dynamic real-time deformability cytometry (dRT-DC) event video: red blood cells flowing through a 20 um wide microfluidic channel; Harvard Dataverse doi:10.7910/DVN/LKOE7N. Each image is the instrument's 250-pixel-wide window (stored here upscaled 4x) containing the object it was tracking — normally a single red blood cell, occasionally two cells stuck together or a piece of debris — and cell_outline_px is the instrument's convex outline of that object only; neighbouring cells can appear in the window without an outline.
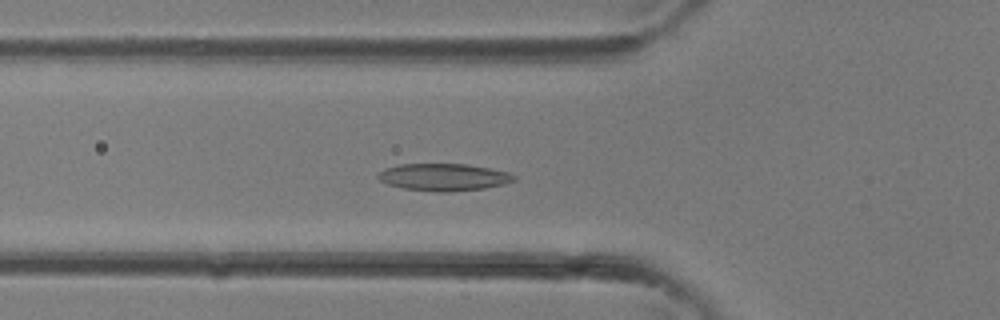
{"species": "common noctule bat (a hibernating species)", "species_latin": "Nyctalus noctula", "temperature_condition": "room temperature", "stored_images_in_passage": 35, "camera_frame_rate_fps": 3000, "um_per_image_px": 0.085, "animal": {"sex": "female"}, "frame": {"image": 1, "passage_image": 12, "time_ms": 3.667, "image_size_px": [1000, 320], "cell_outline_px": [[516, 180], [504, 184], [484, 188], [448, 192], [436, 192], [404, 188], [388, 184], [380, 180], [376, 176], [376, 172], [384, 168], [400, 164], [464, 164], [488, 168], [508, 172], [516, 176]], "centroid_in_image_um": [37.68, 15.05], "position_along_channel_um": 88.1, "area_um2": 21.56}}
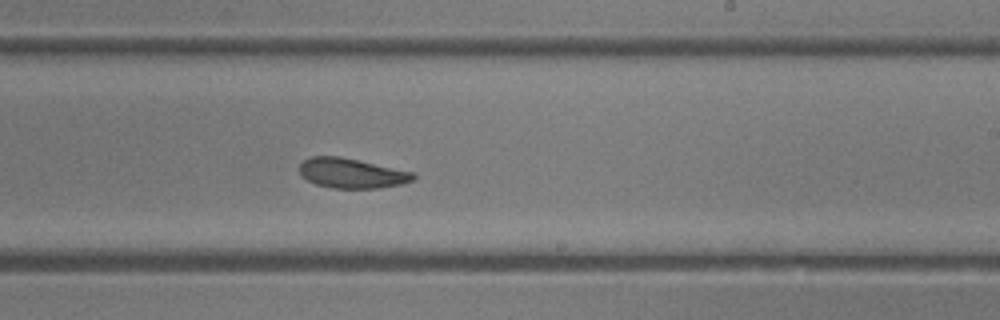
{"frame": {"image": 2, "passage_image": 21, "time_ms": 6.667, "image_size_px": [1000, 320], "cell_outline_px": [[416, 180], [404, 184], [380, 188], [332, 188], [316, 184], [300, 176], [300, 164], [304, 160], [312, 156], [340, 156], [416, 172]], "centroid_in_image_um": [29.95, 14.72], "position_along_channel_um": 259.0, "area_um2": 20.11}}
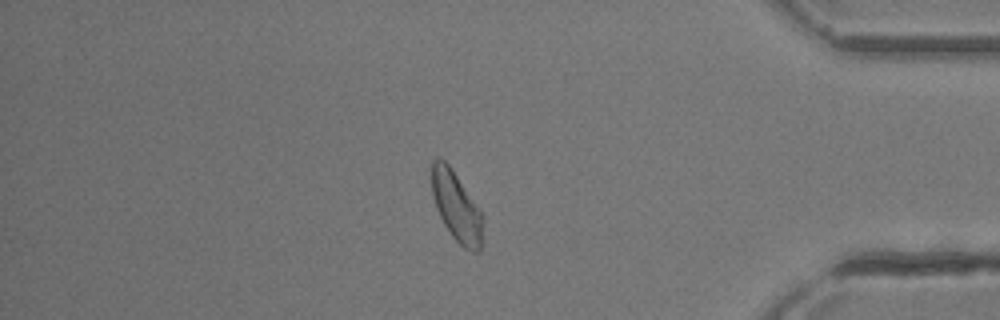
{"frame": {"image": 3, "passage_image": 30, "time_ms": 9.667, "image_size_px": [1000, 320], "cell_outline_px": [[480, 252], [476, 252], [464, 248], [452, 236], [444, 224], [436, 208], [432, 196], [432, 160], [436, 156], [440, 156], [448, 164], [480, 208]], "centroid_in_image_um": [38.74, 17.5], "position_along_channel_um": 396.5, "area_um2": 20.23}}